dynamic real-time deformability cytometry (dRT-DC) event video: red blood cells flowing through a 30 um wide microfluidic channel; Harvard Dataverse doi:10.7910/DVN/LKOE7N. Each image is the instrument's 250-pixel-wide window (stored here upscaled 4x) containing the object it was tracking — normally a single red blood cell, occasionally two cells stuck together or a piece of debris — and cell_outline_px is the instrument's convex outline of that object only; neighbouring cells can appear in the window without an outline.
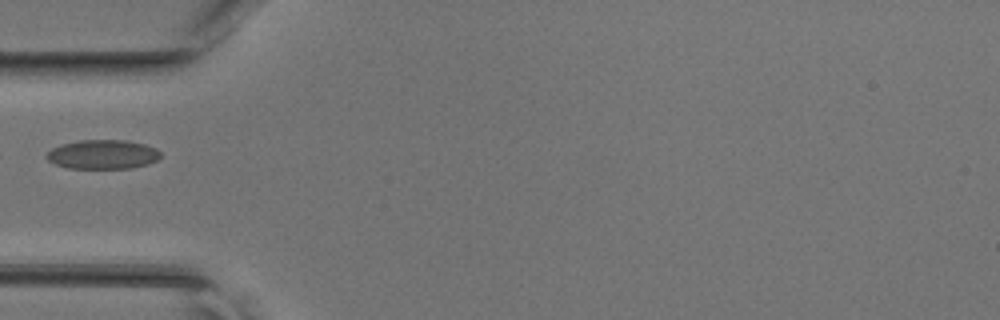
{"species": "common noctule bat (a hibernating species)", "species_latin": "Nyctalus noctula", "temperature_condition": "room temperature", "stored_images_in_passage": 31, "camera_frame_rate_fps": 3000, "um_per_image_px": 0.085, "animal": {"sex": "female", "body_mass_g": 17.0, "forearm_length_mm": 48.0}, "frame": {"image": 1, "passage_image": 1, "time_ms": 0.0, "image_size_px": [1000, 320], "cell_outline_px": [[160, 156], [156, 160], [148, 164], [132, 168], [68, 168], [56, 164], [48, 160], [44, 156], [52, 148], [64, 144], [80, 140], [124, 140], [144, 144], [156, 148], [160, 152]], "centroid_in_image_um": [8.73, 13.13], "position_along_channel_um": 76.3, "area_um2": 19.25}}
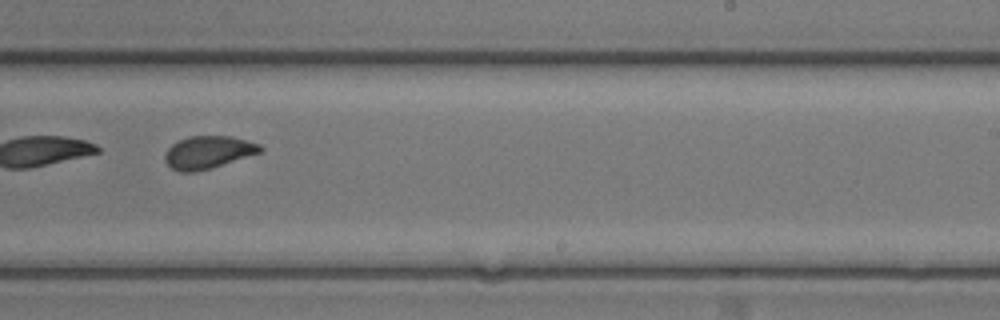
{"frame": {"image": 2, "passage_image": 14, "time_ms": 4.333, "image_size_px": [1000, 320], "cell_outline_px": [[264, 148], [260, 152], [212, 168], [196, 172], [180, 172], [172, 168], [164, 160], [164, 152], [172, 144], [188, 136], [232, 136], [260, 144]], "centroid_in_image_um": [17.67, 12.94], "position_along_channel_um": 271.3, "area_um2": 18.15}}